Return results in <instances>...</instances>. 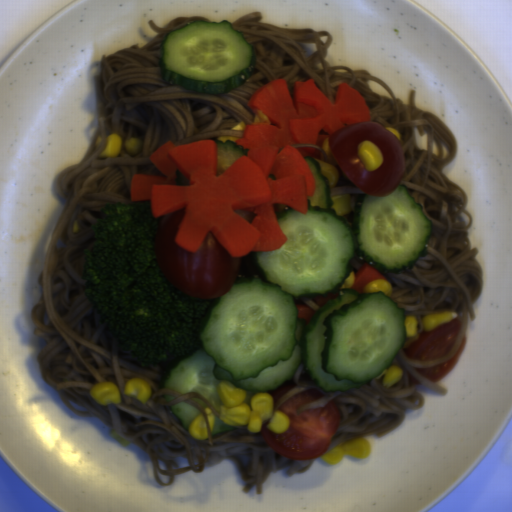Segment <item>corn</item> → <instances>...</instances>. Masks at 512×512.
I'll return each mask as SVG.
<instances>
[{"label":"corn","mask_w":512,"mask_h":512,"mask_svg":"<svg viewBox=\"0 0 512 512\" xmlns=\"http://www.w3.org/2000/svg\"><path fill=\"white\" fill-rule=\"evenodd\" d=\"M217 394L223 403L219 418L229 426H246L247 431L259 433L262 425L267 423V429L277 434L290 427L288 416L274 409L273 396L267 391L254 394L249 405L245 403L247 391L222 379Z\"/></svg>","instance_id":"obj_1"},{"label":"corn","mask_w":512,"mask_h":512,"mask_svg":"<svg viewBox=\"0 0 512 512\" xmlns=\"http://www.w3.org/2000/svg\"><path fill=\"white\" fill-rule=\"evenodd\" d=\"M369 451V442L366 439L356 438L341 442L318 457L328 465L335 466L344 456L365 460L369 455Z\"/></svg>","instance_id":"obj_2"},{"label":"corn","mask_w":512,"mask_h":512,"mask_svg":"<svg viewBox=\"0 0 512 512\" xmlns=\"http://www.w3.org/2000/svg\"><path fill=\"white\" fill-rule=\"evenodd\" d=\"M90 397L94 398L98 405L120 404L121 394L115 383L102 381L94 384L89 391Z\"/></svg>","instance_id":"obj_3"},{"label":"corn","mask_w":512,"mask_h":512,"mask_svg":"<svg viewBox=\"0 0 512 512\" xmlns=\"http://www.w3.org/2000/svg\"><path fill=\"white\" fill-rule=\"evenodd\" d=\"M357 155L367 171L377 169L383 162L380 148L369 140L358 144Z\"/></svg>","instance_id":"obj_4"},{"label":"corn","mask_w":512,"mask_h":512,"mask_svg":"<svg viewBox=\"0 0 512 512\" xmlns=\"http://www.w3.org/2000/svg\"><path fill=\"white\" fill-rule=\"evenodd\" d=\"M123 393L126 397H136L145 405L149 400L152 391L148 382L142 378L133 377L126 382L123 388Z\"/></svg>","instance_id":"obj_5"},{"label":"corn","mask_w":512,"mask_h":512,"mask_svg":"<svg viewBox=\"0 0 512 512\" xmlns=\"http://www.w3.org/2000/svg\"><path fill=\"white\" fill-rule=\"evenodd\" d=\"M332 201V208L337 215L344 216L354 211L356 204V197L349 194H339L330 196Z\"/></svg>","instance_id":"obj_6"},{"label":"corn","mask_w":512,"mask_h":512,"mask_svg":"<svg viewBox=\"0 0 512 512\" xmlns=\"http://www.w3.org/2000/svg\"><path fill=\"white\" fill-rule=\"evenodd\" d=\"M457 318L456 311H443L432 313L422 317V327L425 331H430L438 325Z\"/></svg>","instance_id":"obj_7"},{"label":"corn","mask_w":512,"mask_h":512,"mask_svg":"<svg viewBox=\"0 0 512 512\" xmlns=\"http://www.w3.org/2000/svg\"><path fill=\"white\" fill-rule=\"evenodd\" d=\"M188 434L190 437L200 441H206L209 438V432L203 413L198 414L191 420Z\"/></svg>","instance_id":"obj_8"},{"label":"corn","mask_w":512,"mask_h":512,"mask_svg":"<svg viewBox=\"0 0 512 512\" xmlns=\"http://www.w3.org/2000/svg\"><path fill=\"white\" fill-rule=\"evenodd\" d=\"M121 146V137L112 132L106 138V145L104 149L99 153V158H115L119 156L121 152Z\"/></svg>","instance_id":"obj_9"},{"label":"corn","mask_w":512,"mask_h":512,"mask_svg":"<svg viewBox=\"0 0 512 512\" xmlns=\"http://www.w3.org/2000/svg\"><path fill=\"white\" fill-rule=\"evenodd\" d=\"M363 292L364 294L382 292L390 299L392 288L388 280L376 279L366 284L363 288Z\"/></svg>","instance_id":"obj_10"},{"label":"corn","mask_w":512,"mask_h":512,"mask_svg":"<svg viewBox=\"0 0 512 512\" xmlns=\"http://www.w3.org/2000/svg\"><path fill=\"white\" fill-rule=\"evenodd\" d=\"M319 163L320 174L326 177L330 188H334L338 182V169L324 161L316 159Z\"/></svg>","instance_id":"obj_11"},{"label":"corn","mask_w":512,"mask_h":512,"mask_svg":"<svg viewBox=\"0 0 512 512\" xmlns=\"http://www.w3.org/2000/svg\"><path fill=\"white\" fill-rule=\"evenodd\" d=\"M403 376L400 366L392 365L389 367L383 377V387H391L401 380Z\"/></svg>","instance_id":"obj_12"},{"label":"corn","mask_w":512,"mask_h":512,"mask_svg":"<svg viewBox=\"0 0 512 512\" xmlns=\"http://www.w3.org/2000/svg\"><path fill=\"white\" fill-rule=\"evenodd\" d=\"M143 142L137 137H130L125 142V151L127 155L136 156L142 150Z\"/></svg>","instance_id":"obj_13"},{"label":"corn","mask_w":512,"mask_h":512,"mask_svg":"<svg viewBox=\"0 0 512 512\" xmlns=\"http://www.w3.org/2000/svg\"><path fill=\"white\" fill-rule=\"evenodd\" d=\"M405 332L407 338H415L418 335L417 318L414 315H408L404 318Z\"/></svg>","instance_id":"obj_14"},{"label":"corn","mask_w":512,"mask_h":512,"mask_svg":"<svg viewBox=\"0 0 512 512\" xmlns=\"http://www.w3.org/2000/svg\"><path fill=\"white\" fill-rule=\"evenodd\" d=\"M321 150H322L323 155H324L326 160H328L329 162H332V163H337L335 158H334V156H333V154H332L328 137L326 139H324L323 145L321 146Z\"/></svg>","instance_id":"obj_15"},{"label":"corn","mask_w":512,"mask_h":512,"mask_svg":"<svg viewBox=\"0 0 512 512\" xmlns=\"http://www.w3.org/2000/svg\"><path fill=\"white\" fill-rule=\"evenodd\" d=\"M204 414L206 416L210 430H211V432H213L215 424H216V415L213 413V411L208 406L205 407Z\"/></svg>","instance_id":"obj_16"},{"label":"corn","mask_w":512,"mask_h":512,"mask_svg":"<svg viewBox=\"0 0 512 512\" xmlns=\"http://www.w3.org/2000/svg\"><path fill=\"white\" fill-rule=\"evenodd\" d=\"M355 283V273L354 271H349V276L344 280L341 288H338L337 290H343L344 288L351 289Z\"/></svg>","instance_id":"obj_17"},{"label":"corn","mask_w":512,"mask_h":512,"mask_svg":"<svg viewBox=\"0 0 512 512\" xmlns=\"http://www.w3.org/2000/svg\"><path fill=\"white\" fill-rule=\"evenodd\" d=\"M109 434L110 436L115 440L117 441L121 446H128L129 443L131 441L125 439L124 437L120 436L119 434H117L115 431H113L112 429L109 431Z\"/></svg>","instance_id":"obj_18"},{"label":"corn","mask_w":512,"mask_h":512,"mask_svg":"<svg viewBox=\"0 0 512 512\" xmlns=\"http://www.w3.org/2000/svg\"><path fill=\"white\" fill-rule=\"evenodd\" d=\"M386 130H388L391 134H393L397 140L400 142L401 140V134L394 128V127H384Z\"/></svg>","instance_id":"obj_19"}]
</instances>
